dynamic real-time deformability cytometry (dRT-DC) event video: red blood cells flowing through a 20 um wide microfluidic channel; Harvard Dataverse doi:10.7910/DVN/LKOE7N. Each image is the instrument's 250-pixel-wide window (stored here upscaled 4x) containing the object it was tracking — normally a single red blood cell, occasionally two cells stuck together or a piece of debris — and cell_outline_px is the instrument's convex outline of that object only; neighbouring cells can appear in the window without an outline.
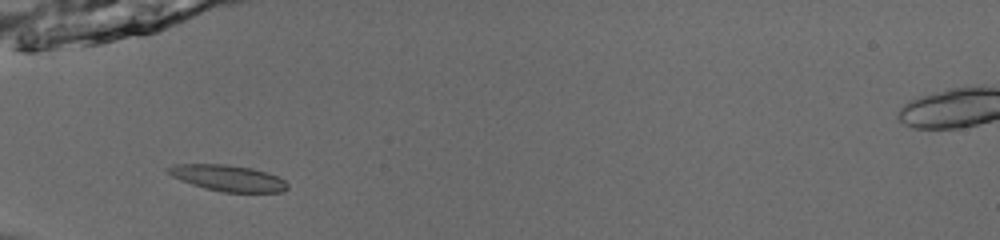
{"species": "common noctule bat (a hibernating species)", "species_latin": "Nyctalus noctula", "temperature_condition": "room temperature", "stored_images_in_passage": 45, "camera_frame_rate_fps": 3000, "um_per_image_px": 0.085, "animal": {"sex": "male", "body_mass_g": 13.0, "forearm_length_mm": 53.1}, "frame": {"image": 1, "passage_image": 12, "time_ms": 3.667, "image_size_px": [1000, 240], "cell_outline_px": [[288, 188], [280, 192], [224, 192], [204, 188], [180, 180], [172, 176], [164, 168], [176, 164], [224, 164], [252, 168], [268, 172], [284, 180], [288, 184]], "centroid_in_image_um": [19.36, 15.13], "position_along_channel_um": 65.6, "area_um2": 18.15}}
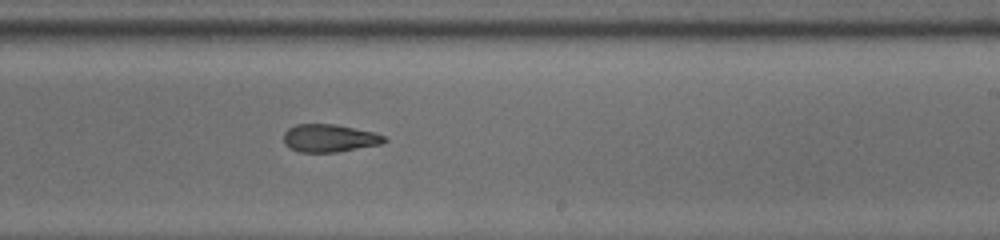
{"frame": {"image": 2, "passage_image": 27, "time_ms": 8.667, "image_size_px": [1000, 240], "cell_outline_px": [[388, 140], [384, 144], [336, 152], [300, 152], [284, 144], [284, 132], [288, 128], [296, 124], [336, 124], [376, 132], [384, 136]], "centroid_in_image_um": [28.04, 11.73], "position_along_channel_um": 261.0, "area_um2": 16.47}}
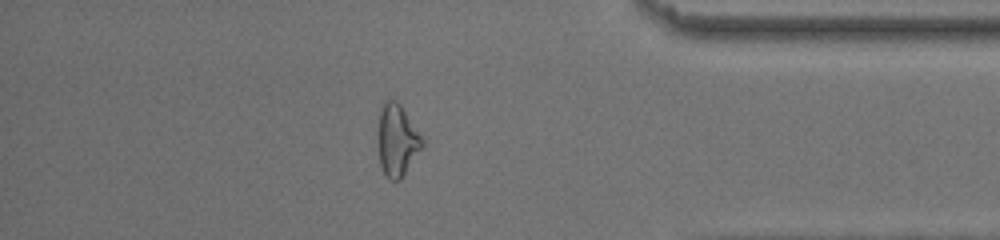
{"frame": {"image": 3, "passage_image": 39, "time_ms": 12.667, "image_size_px": [1000, 240], "cell_outline_px": [[424, 144], [400, 180], [388, 180], [380, 164], [380, 112], [384, 104], [388, 100], [396, 100], [400, 104], [424, 140]], "centroid_in_image_um": [33.79, 11.95], "position_along_channel_um": 401.4, "area_um2": 17.69}, "authors_computed_cell_mechanics": {"area_um2": 17.2822, "velocity_mm_per_s": 3.9738, "shape_relaxation_time_tau1_ms": 4.0028, "shape_relaxation_time_tau2_ms": 3.1173, "deformation_change_tau1": 0.148, "deformation_change_tau2": 0.1144}}